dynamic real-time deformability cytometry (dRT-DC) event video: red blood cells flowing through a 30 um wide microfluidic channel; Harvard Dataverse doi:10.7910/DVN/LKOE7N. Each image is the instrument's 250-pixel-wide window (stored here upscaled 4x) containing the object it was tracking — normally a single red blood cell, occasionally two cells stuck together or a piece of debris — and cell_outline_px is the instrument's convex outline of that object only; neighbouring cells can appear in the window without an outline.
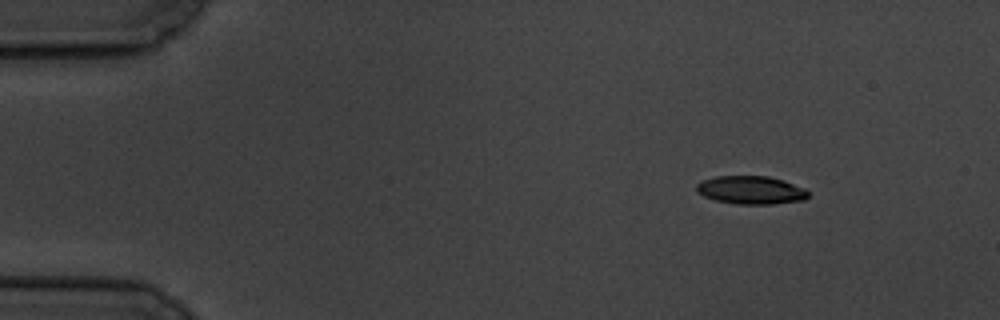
{"species": "common noctule bat (a hibernating species)", "species_latin": "Nyctalus noctula", "temperature_condition": "cold", "stored_images_in_passage": 3, "camera_frame_rate_fps": 3000, "um_per_image_px": 0.085, "animal": {"sex": "male", "body_mass_g": 19.5, "forearm_length_mm": 54.6}, "frame": {"image": 1, "passage_image": 1, "time_ms": 0.0, "image_size_px": [1000, 320], "cell_outline_px": [[808, 196], [804, 200], [772, 204], [736, 204], [716, 200], [704, 196], [696, 192], [696, 184], [704, 180], [716, 176], [768, 176], [784, 180], [804, 188], [808, 192]], "centroid_in_image_um": [63.83, 16.15], "position_along_channel_um": 21.2, "area_um2": 18.32}}
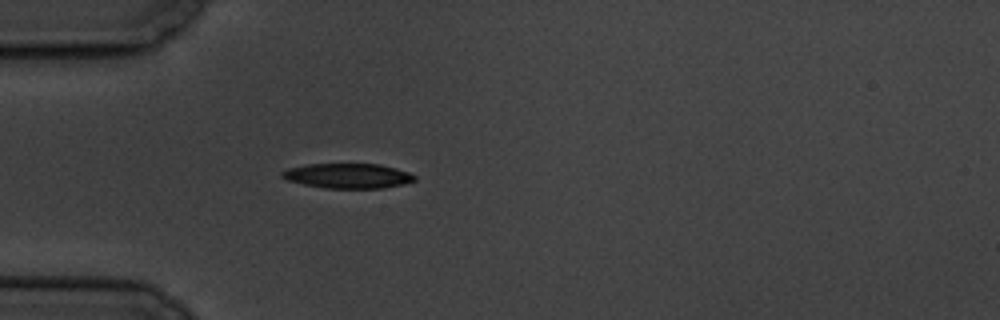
{"frame": {"image": 2, "passage_image": 3, "time_ms": 3.333, "image_size_px": [1000, 320], "cell_outline_px": [[416, 180], [404, 184], [384, 188], [324, 188], [304, 184], [288, 180], [280, 176], [280, 172], [288, 168], [308, 164], [380, 164], [396, 168], [408, 172], [416, 176]], "centroid_in_image_um": [29.58, 14.94], "position_along_channel_um": 55.4, "area_um2": 19.25}}